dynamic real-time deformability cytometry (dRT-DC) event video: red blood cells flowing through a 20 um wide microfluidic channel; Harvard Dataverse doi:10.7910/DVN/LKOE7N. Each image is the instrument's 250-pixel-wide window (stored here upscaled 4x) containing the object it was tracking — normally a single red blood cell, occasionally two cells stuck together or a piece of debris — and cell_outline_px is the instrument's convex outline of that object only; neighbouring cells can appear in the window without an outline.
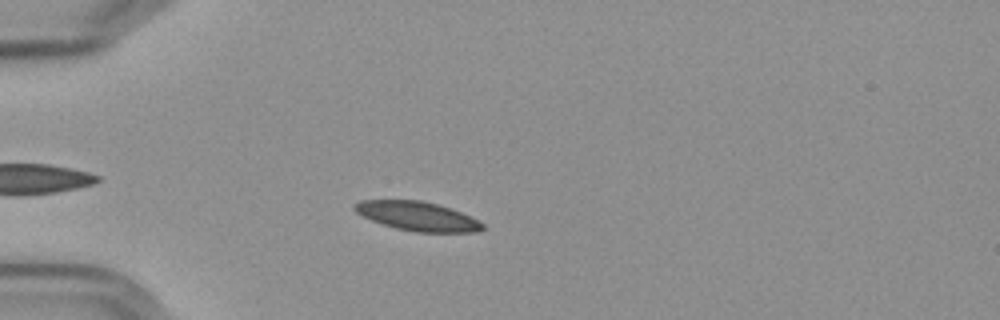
{"species": "Egyptian fruit bat (a non-hibernating species)", "species_latin": "Rousettus aegyptiacus", "temperature_condition": "cold", "stored_images_in_passage": 49, "camera_frame_rate_fps": 3000, "um_per_image_px": 0.085, "frame": {"image": 1, "passage_image": 8, "time_ms": 2.333, "image_size_px": [1000, 320], "cell_outline_px": [[484, 228], [476, 232], [416, 232], [396, 228], [372, 220], [356, 212], [352, 208], [360, 200], [420, 200], [452, 208], [484, 224]], "centroid_in_image_um": [35.48, 18.37], "position_along_channel_um": 49.5, "area_um2": 21.39}}
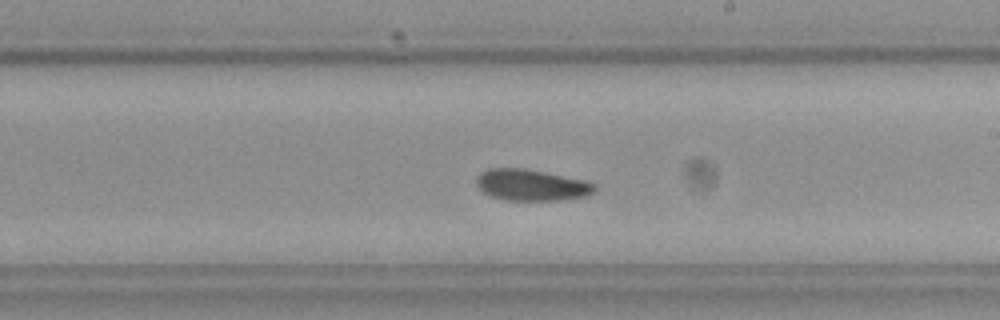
{"frame": {"image": 2, "passage_image": 26, "time_ms": 8.333, "image_size_px": [1000, 320], "cell_outline_px": [[596, 188], [588, 196], [560, 200], [504, 200], [492, 196], [484, 192], [476, 184], [476, 180], [480, 172], [488, 168], [520, 168], [544, 172], [584, 180], [596, 184]], "centroid_in_image_um": [45.17, 15.73], "position_along_channel_um": 243.8, "area_um2": 21.44}}
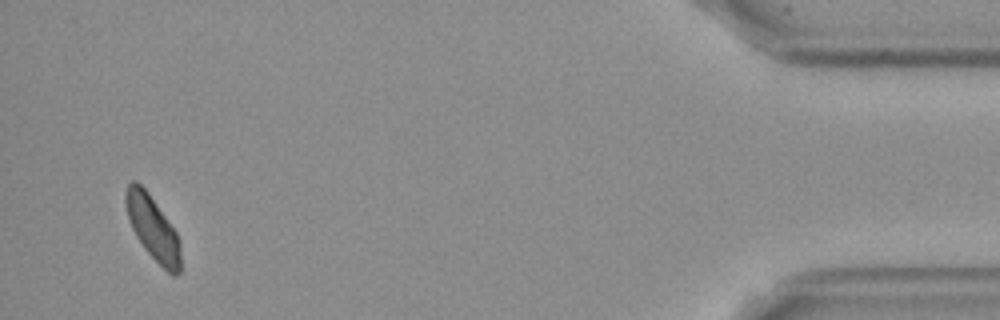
{"frame": {"image": 3, "passage_image": 47, "time_ms": 15.333, "image_size_px": [1000, 320], "cell_outline_px": [[180, 272], [176, 276], [172, 276], [144, 248], [136, 236], [128, 220], [124, 200], [124, 192], [128, 184], [132, 180], [136, 180], [148, 192], [176, 232], [180, 240]], "centroid_in_image_um": [12.96, 19.36], "position_along_channel_um": 422.2, "area_um2": 20.4}, "authors_computed_cell_mechanics": {"area_um2": 21.386, "velocity_mm_per_s": 3.5667, "shape_relaxation_time_tau1_ms": null, "shape_relaxation_time_tau2_ms": 7.2095, "deformation_change_tau1": null, "deformation_change_tau2": 0.1006}}